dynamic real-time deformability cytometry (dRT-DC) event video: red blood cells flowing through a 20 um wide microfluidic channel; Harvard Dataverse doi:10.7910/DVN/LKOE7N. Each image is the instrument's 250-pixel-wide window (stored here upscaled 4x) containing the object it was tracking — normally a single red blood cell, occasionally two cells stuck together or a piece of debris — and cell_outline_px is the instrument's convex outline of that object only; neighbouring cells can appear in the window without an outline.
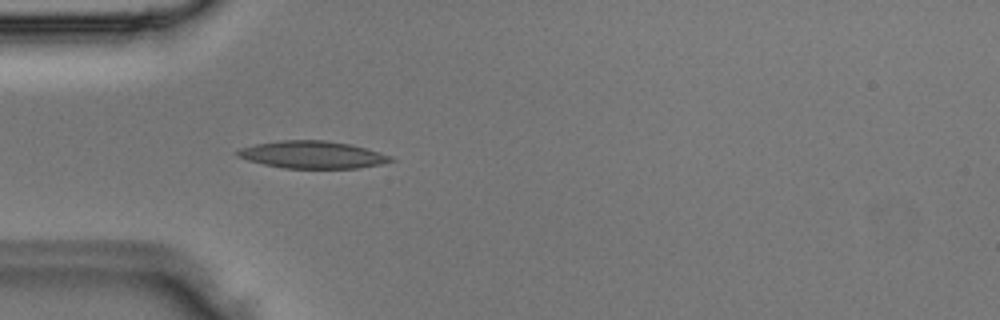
{"species": "Egyptian fruit bat (a non-hibernating species)", "species_latin": "Rousettus aegyptiacus", "temperature_condition": "room temperature", "stored_images_in_passage": 3, "camera_frame_rate_fps": 3000, "um_per_image_px": 0.085, "animal": {"sex": "male"}, "frame": {"image": 1, "passage_image": 3, "time_ms": 0.667, "image_size_px": [1000, 320], "cell_outline_px": [[396, 160], [380, 164], [360, 168], [284, 168], [264, 164], [248, 160], [236, 156], [236, 152], [240, 148], [256, 144], [280, 140], [328, 140], [348, 144], [380, 152], [392, 156]], "centroid_in_image_um": [26.56, 13.15], "position_along_channel_um": 58.4, "area_um2": 24.33}}